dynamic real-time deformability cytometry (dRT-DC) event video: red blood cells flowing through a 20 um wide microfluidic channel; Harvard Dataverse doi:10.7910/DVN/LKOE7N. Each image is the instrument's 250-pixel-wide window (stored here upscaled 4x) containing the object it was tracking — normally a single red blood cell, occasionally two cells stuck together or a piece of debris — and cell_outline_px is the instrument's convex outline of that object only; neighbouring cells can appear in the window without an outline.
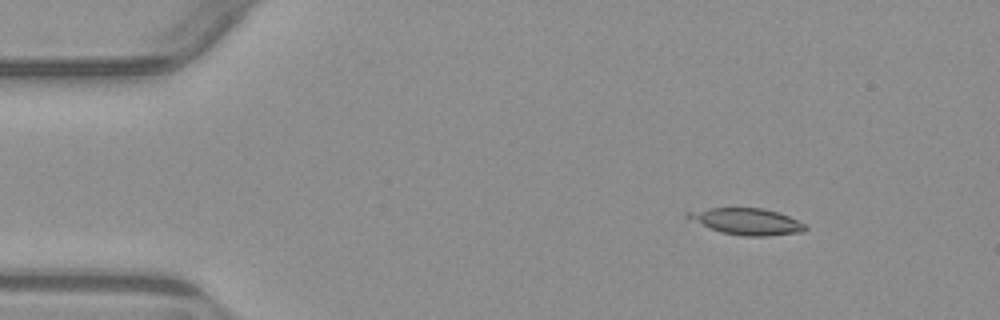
{"species": "common noctule bat (a hibernating species)", "species_latin": "Nyctalus noctula", "temperature_condition": "warm", "stored_images_in_passage": 3, "camera_frame_rate_fps": 3000, "um_per_image_px": 0.085, "animal": {"sex": "male", "body_mass_g": 23.1, "forearm_length_mm": 52.7}, "frame": {"image": 1, "passage_image": 1, "time_ms": 0.0, "image_size_px": [1000, 320], "cell_outline_px": [[808, 228], [804, 232], [768, 236], [744, 236], [720, 232], [684, 216], [684, 212], [708, 208], [764, 208], [788, 216], [808, 224]], "centroid_in_image_um": [63.53, 18.83], "position_along_channel_um": 21.5, "area_um2": 18.15}}